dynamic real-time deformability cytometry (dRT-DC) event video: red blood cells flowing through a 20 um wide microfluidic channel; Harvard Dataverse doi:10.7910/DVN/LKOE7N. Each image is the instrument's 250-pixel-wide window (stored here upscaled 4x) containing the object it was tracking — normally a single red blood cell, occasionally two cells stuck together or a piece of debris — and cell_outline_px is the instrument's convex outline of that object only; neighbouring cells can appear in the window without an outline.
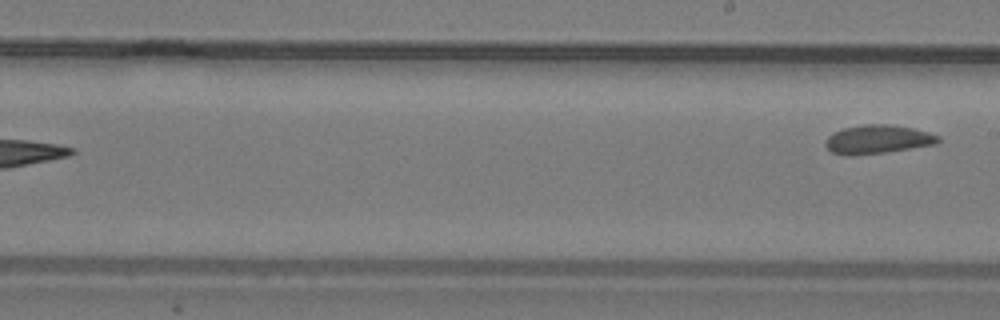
{"species": "common noctule bat (a hibernating species)", "species_latin": "Nyctalus noctula", "temperature_condition": "warm", "stored_images_in_passage": 9, "segment_of_instrument_passage": [2, 2], "camera_frame_rate_fps": 3000, "um_per_image_px": 0.085, "animal": {"sex": "male", "body_mass_g": 19.2, "forearm_length_mm": 51.8}, "frame": {"image": 1, "passage_image": 9, "time_ms": 2.667, "image_size_px": [1000, 320], "cell_outline_px": [[940, 140], [936, 144], [884, 152], [852, 156], [844, 156], [832, 152], [824, 144], [824, 140], [828, 136], [844, 128], [864, 124], [888, 124], [912, 128], [928, 132], [940, 136]], "centroid_in_image_um": [74.58, 11.85], "position_along_channel_um": 214.4, "area_um2": 18.79}}